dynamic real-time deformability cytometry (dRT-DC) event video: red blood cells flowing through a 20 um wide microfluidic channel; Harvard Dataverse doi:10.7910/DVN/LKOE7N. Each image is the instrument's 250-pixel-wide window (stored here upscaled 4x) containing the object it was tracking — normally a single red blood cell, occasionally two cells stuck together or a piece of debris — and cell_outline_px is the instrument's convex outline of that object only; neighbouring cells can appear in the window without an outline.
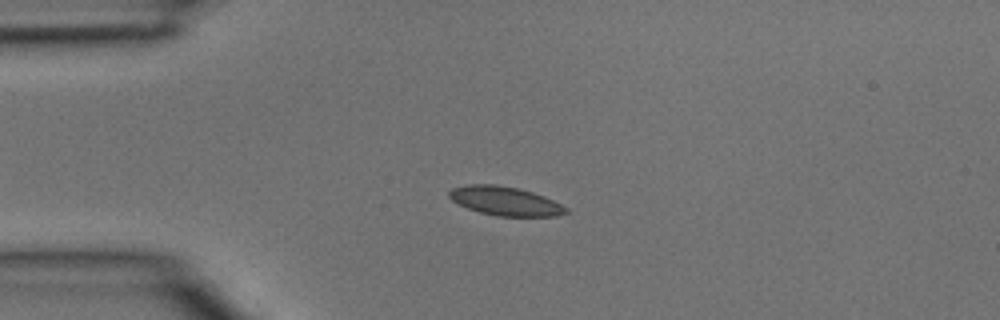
{"species": "common noctule bat (a hibernating species)", "species_latin": "Nyctalus noctula", "temperature_condition": "room temperature", "stored_images_in_passage": 2, "camera_frame_rate_fps": 3000, "um_per_image_px": 0.085, "animal": {"sex": "male", "body_mass_g": 15.6}, "frame": {"image": 1, "passage_image": 1, "time_ms": 0.0, "image_size_px": [1000, 320], "cell_outline_px": [[568, 212], [556, 216], [496, 216], [480, 212], [468, 208], [452, 200], [448, 196], [448, 192], [452, 188], [464, 184], [496, 184], [516, 188], [532, 192], [544, 196], [568, 208]], "centroid_in_image_um": [42.91, 17.08], "position_along_channel_um": 42.1, "area_um2": 19.59}}